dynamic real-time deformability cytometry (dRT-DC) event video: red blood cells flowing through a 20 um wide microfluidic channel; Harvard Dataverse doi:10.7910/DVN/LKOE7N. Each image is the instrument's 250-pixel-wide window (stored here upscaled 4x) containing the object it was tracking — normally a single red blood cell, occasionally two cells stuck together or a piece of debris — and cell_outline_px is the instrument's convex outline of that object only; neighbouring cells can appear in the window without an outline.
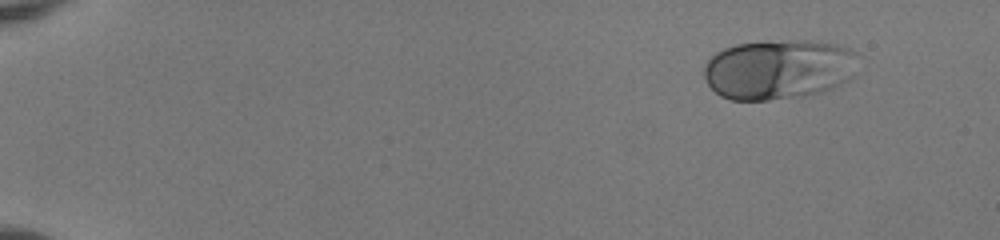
{"species": "human", "species_latin": "Homo sapiens", "temperature_condition": "room temperature", "stored_images_in_passage": 48, "camera_frame_rate_fps": 3000, "um_per_image_px": 0.085, "donor": {"sex": "female"}, "frame": {"image": 1, "passage_image": 1, "time_ms": 0.0, "image_size_px": [1000, 240], "cell_outline_px": [[860, 56], [856, 76], [832, 88], [820, 92], [804, 96], [768, 100], [732, 100], [720, 96], [708, 84], [704, 76], [704, 64], [716, 52], [724, 48], [736, 44], [788, 40], [812, 40], [836, 44], [852, 48]], "centroid_in_image_um": [66.26, 5.88], "position_along_channel_um": 18.7, "area_um2": 54.68}}
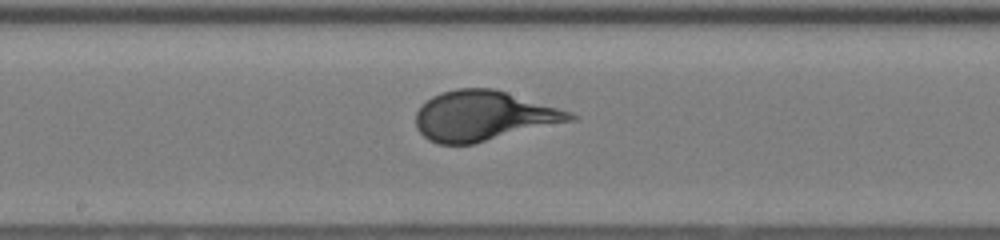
{"frame": {"image": 2, "passage_image": 26, "time_ms": 8.333, "image_size_px": [1000, 240], "cell_outline_px": [[580, 116], [576, 120], [472, 144], [440, 144], [428, 140], [416, 128], [416, 112], [420, 104], [432, 96], [440, 92], [456, 88], [496, 88], [572, 112]], "centroid_in_image_um": [41.1, 9.83], "position_along_channel_um": 207.1, "area_um2": 45.26}}
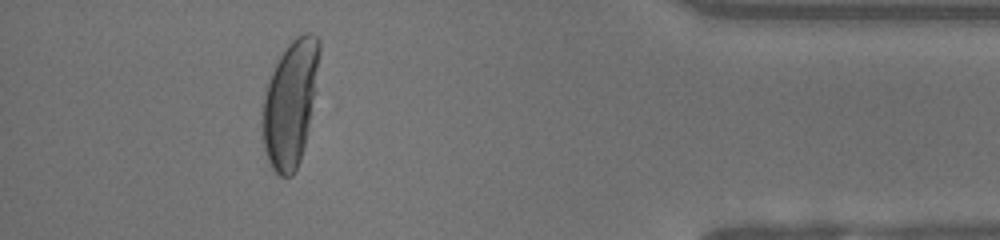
{"frame": {"image": 3, "passage_image": 44, "time_ms": 14.333, "image_size_px": [1000, 240], "cell_outline_px": [[320, 52], [316, 92], [304, 144], [300, 160], [292, 176], [280, 176], [272, 168], [268, 160], [264, 148], [260, 124], [264, 96], [268, 80], [280, 56], [288, 44], [296, 36], [304, 32], [308, 32], [316, 36], [320, 40]], "centroid_in_image_um": [24.67, 8.76], "position_along_channel_um": 410.5, "area_um2": 41.96}}